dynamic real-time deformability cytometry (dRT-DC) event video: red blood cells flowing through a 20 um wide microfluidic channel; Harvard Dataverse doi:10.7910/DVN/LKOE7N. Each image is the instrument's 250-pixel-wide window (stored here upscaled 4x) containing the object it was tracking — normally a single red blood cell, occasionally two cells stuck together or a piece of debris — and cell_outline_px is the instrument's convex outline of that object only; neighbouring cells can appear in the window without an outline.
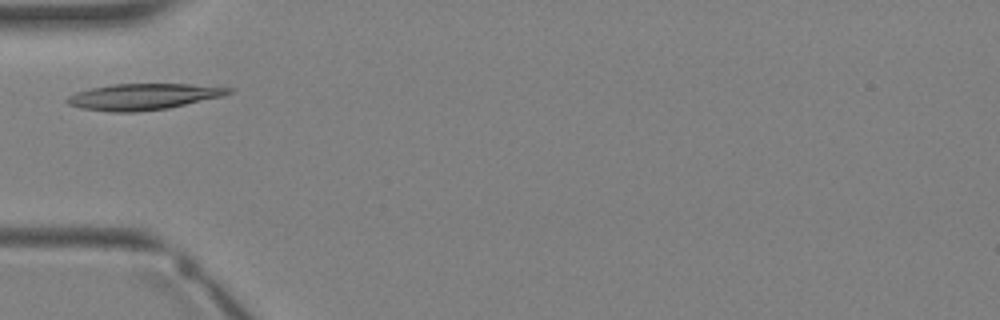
{"species": "Egyptian fruit bat (a non-hibernating species)", "species_latin": "Rousettus aegyptiacus", "temperature_condition": "warm", "stored_images_in_passage": 4, "camera_frame_rate_fps": 3000, "um_per_image_px": 0.085, "animal": {"sex": "female"}, "frame": {"image": 1, "passage_image": 4, "time_ms": 4.0, "image_size_px": [1000, 320], "cell_outline_px": [[236, 88], [232, 92], [220, 96], [168, 108], [136, 112], [112, 112], [80, 108], [68, 104], [64, 100], [68, 96], [76, 92], [92, 88], [112, 84], [188, 84]], "centroid_in_image_um": [12.13, 8.21], "position_along_channel_um": 72.9, "area_um2": 24.45}}